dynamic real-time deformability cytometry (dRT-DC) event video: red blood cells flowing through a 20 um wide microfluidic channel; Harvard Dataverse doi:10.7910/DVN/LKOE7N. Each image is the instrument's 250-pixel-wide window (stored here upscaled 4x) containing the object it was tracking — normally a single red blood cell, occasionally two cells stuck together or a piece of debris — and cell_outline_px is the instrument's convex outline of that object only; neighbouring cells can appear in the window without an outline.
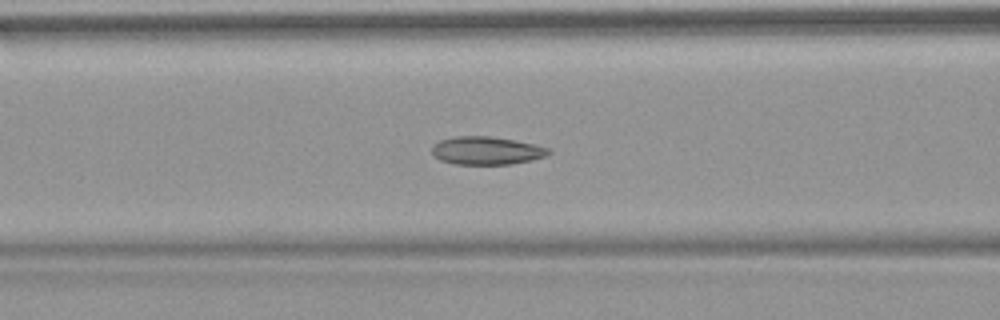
{"species": "common noctule bat (a hibernating species)", "species_latin": "Nyctalus noctula", "temperature_condition": "warm", "stored_images_in_passage": 37, "camera_frame_rate_fps": 3000, "um_per_image_px": 0.085, "animal": {"sex": "female", "body_mass_g": 18.4}, "frame": {"image": 1, "passage_image": 22, "time_ms": 7.0, "image_size_px": [1000, 320], "cell_outline_px": [[552, 152], [544, 156], [532, 160], [512, 164], [456, 164], [440, 160], [432, 152], [432, 144], [440, 140], [456, 136], [488, 136], [512, 140], [532, 144], [548, 148]], "centroid_in_image_um": [41.32, 12.8], "position_along_channel_um": 125.3, "area_um2": 18.84}}
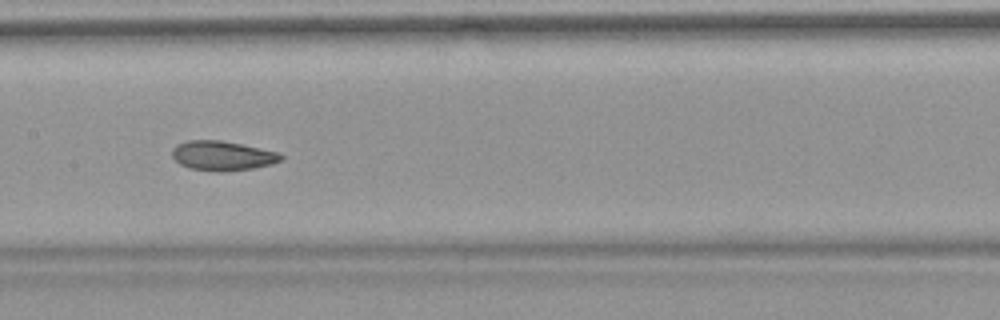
{"frame": {"image": 2, "passage_image": 27, "time_ms": 8.667, "image_size_px": [1000, 320], "cell_outline_px": [[284, 160], [272, 164], [252, 168], [224, 172], [220, 172], [188, 168], [180, 164], [172, 156], [172, 148], [176, 144], [188, 140], [220, 140], [280, 152], [284, 156]], "centroid_in_image_um": [18.92, 13.24], "position_along_channel_um": 188.5, "area_um2": 18.9}}